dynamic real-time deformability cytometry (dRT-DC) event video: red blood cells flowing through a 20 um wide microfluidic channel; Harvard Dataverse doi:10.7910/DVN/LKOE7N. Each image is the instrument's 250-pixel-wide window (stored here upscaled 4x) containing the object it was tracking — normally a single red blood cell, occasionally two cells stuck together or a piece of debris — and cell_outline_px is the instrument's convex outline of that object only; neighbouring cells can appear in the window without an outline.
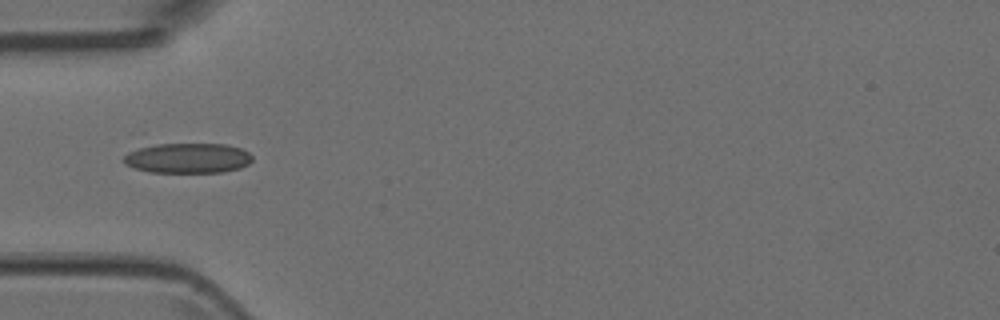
{"species": "Egyptian fruit bat (a non-hibernating species)", "species_latin": "Rousettus aegyptiacus", "temperature_condition": "room temperature", "stored_images_in_passage": 2, "camera_frame_rate_fps": 3000, "um_per_image_px": 0.085, "animal": {"sex": "female"}, "frame": {"image": 1, "passage_image": 2, "time_ms": 0.333, "image_size_px": [1000, 320], "cell_outline_px": [[252, 160], [248, 164], [240, 168], [224, 172], [148, 172], [124, 164], [120, 160], [128, 152], [140, 148], [156, 144], [224, 144], [240, 148], [248, 152], [252, 156]], "centroid_in_image_um": [15.95, 13.44], "position_along_channel_um": 69.1, "area_um2": 22.54}}